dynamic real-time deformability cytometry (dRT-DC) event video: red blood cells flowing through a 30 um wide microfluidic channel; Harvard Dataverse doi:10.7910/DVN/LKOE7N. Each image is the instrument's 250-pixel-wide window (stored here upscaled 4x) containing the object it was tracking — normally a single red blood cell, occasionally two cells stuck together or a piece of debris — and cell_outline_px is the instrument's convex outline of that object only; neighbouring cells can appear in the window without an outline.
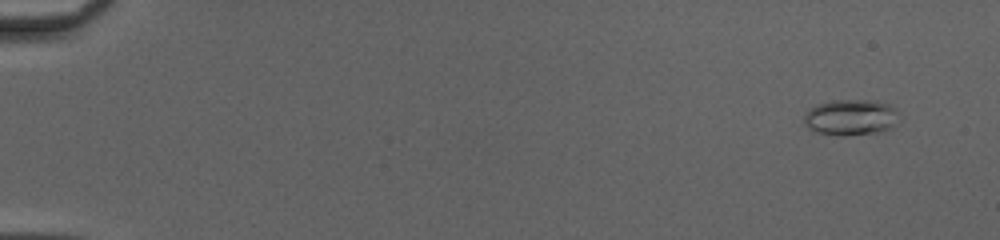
{"species": "common noctule bat (a hibernating species)", "species_latin": "Nyctalus noctula", "temperature_condition": "cold", "stored_images_in_passage": 51, "camera_frame_rate_fps": 3000, "um_per_image_px": 0.085, "animal": {"sex": "female", "body_mass_g": 20.0, "forearm_length_mm": 54.0}, "frame": {"image": 1, "passage_image": 4, "time_ms": 1.0, "image_size_px": [1000, 240], "cell_outline_px": [[896, 112], [892, 128], [884, 132], [844, 136], [840, 136], [812, 132], [804, 124], [804, 116], [808, 108], [816, 104], [832, 100], [876, 100], [888, 104], [896, 108]], "centroid_in_image_um": [72.25, 9.98], "position_along_channel_um": 12.7, "area_um2": 20.23}}
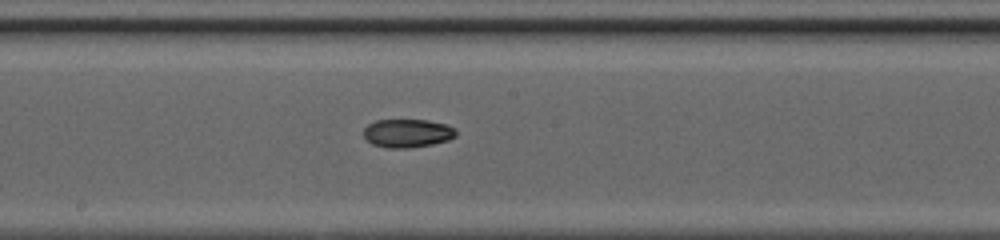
{"frame": {"image": 2, "passage_image": 30, "time_ms": 9.667, "image_size_px": [1000, 240], "cell_outline_px": [[456, 136], [448, 140], [432, 144], [408, 148], [388, 148], [372, 144], [364, 136], [364, 128], [368, 124], [376, 120], [428, 120], [448, 124], [456, 128]], "centroid_in_image_um": [34.66, 11.31], "position_along_channel_um": 213.5, "area_um2": 15.37}}
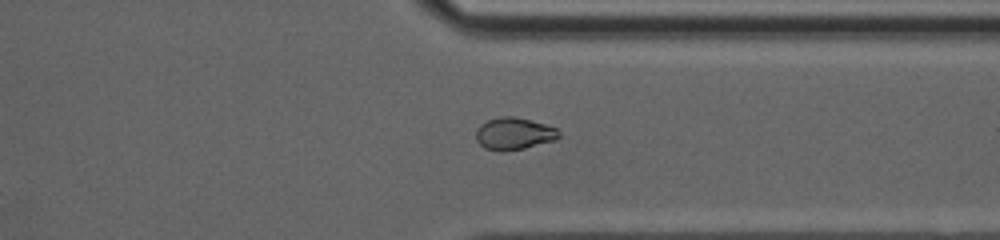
{"frame": {"image": 3, "passage_image": 41, "time_ms": 13.333, "image_size_px": [1000, 240], "cell_outline_px": [[560, 136], [556, 140], [524, 148], [504, 152], [500, 152], [484, 148], [476, 140], [476, 128], [480, 124], [488, 120], [500, 116], [512, 116], [544, 124], [556, 128], [560, 132]], "centroid_in_image_um": [43.66, 11.37], "position_along_channel_um": 367.7, "area_um2": 15.61}, "authors_computed_cell_mechanics": {"area_um2": 15.8372, "velocity_mm_per_s": 4.2088, "shape_relaxation_time_tau1_ms": null, "shape_relaxation_time_tau2_ms": 2.8992, "deformation_change_tau1": null, "deformation_change_tau2": 0.0661}}